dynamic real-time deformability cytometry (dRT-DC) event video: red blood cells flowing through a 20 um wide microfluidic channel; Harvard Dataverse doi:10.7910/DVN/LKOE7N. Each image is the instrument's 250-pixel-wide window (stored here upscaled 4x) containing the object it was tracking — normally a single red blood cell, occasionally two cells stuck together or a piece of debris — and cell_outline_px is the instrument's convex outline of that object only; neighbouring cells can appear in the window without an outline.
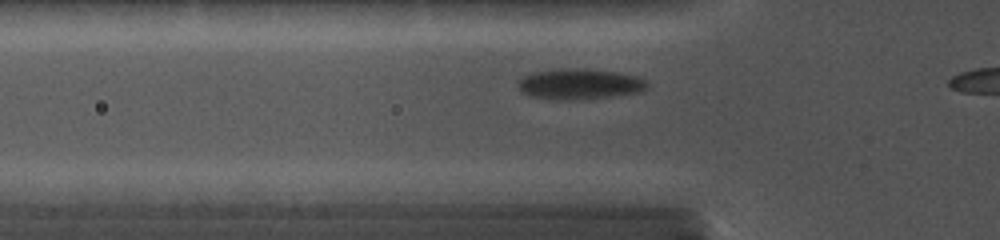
{"species": "common noctule bat (a hibernating species)", "species_latin": "Nyctalus noctula", "temperature_condition": "cold", "stored_images_in_passage": 9, "camera_frame_rate_fps": 5000, "um_per_image_px": 0.085, "animal": {"sex": "female", "body_mass_g": 19.0, "forearm_length_mm": 56.7}, "frame": {"image": 1, "passage_image": 8, "time_ms": 2.2, "image_size_px": [1000, 240], "cell_outline_px": [[648, 88], [636, 92], [604, 96], [568, 100], [532, 96], [520, 92], [516, 84], [516, 80], [532, 72], [564, 68], [588, 68], [620, 72], [636, 76], [644, 80], [648, 84]], "centroid_in_image_um": [49.2, 7.1], "position_along_channel_um": 76.6, "area_um2": 22.83}}